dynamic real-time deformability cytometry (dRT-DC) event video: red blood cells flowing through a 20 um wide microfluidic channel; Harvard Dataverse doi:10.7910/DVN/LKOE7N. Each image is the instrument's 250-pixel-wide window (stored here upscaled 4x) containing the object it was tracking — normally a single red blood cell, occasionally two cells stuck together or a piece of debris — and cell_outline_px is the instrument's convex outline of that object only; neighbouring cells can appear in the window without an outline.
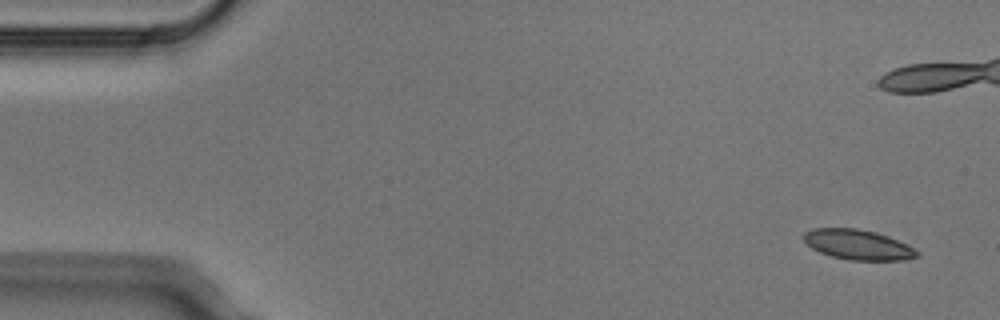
{"species": "Egyptian fruit bat (a non-hibernating species)", "species_latin": "Rousettus aegyptiacus", "temperature_condition": "cold", "stored_images_in_passage": 7, "camera_frame_rate_fps": 3000, "um_per_image_px": 0.085, "animal": {"sex": "male"}, "frame": {"image": 1, "passage_image": 1, "time_ms": 0.0, "image_size_px": [1000, 320], "cell_outline_px": [[920, 256], [904, 260], [848, 260], [832, 256], [820, 252], [812, 248], [804, 240], [804, 232], [812, 228], [856, 228], [876, 232], [888, 236], [920, 252]], "centroid_in_image_um": [72.92, 20.79], "position_along_channel_um": 12.1, "area_um2": 19.71}}
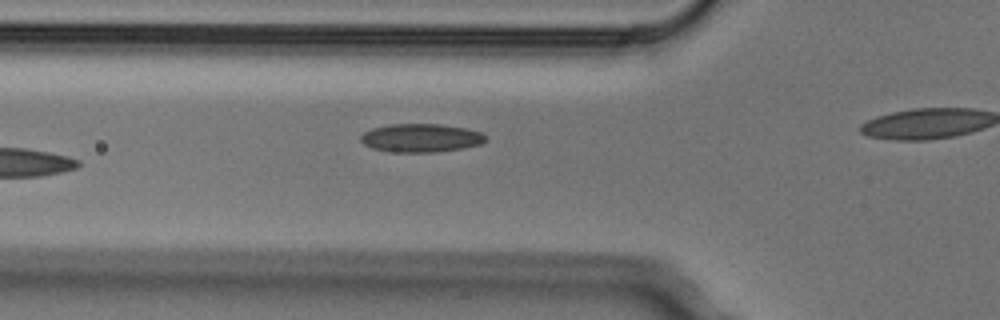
{"frame": {"image": 2, "passage_image": 6, "time_ms": 1.667, "image_size_px": [1000, 320], "cell_outline_px": [[488, 140], [480, 144], [464, 148], [432, 152], [396, 152], [372, 148], [364, 144], [360, 140], [360, 136], [364, 132], [372, 128], [388, 124], [440, 124], [468, 128], [480, 132], [488, 136]], "centroid_in_image_um": [35.81, 11.71], "position_along_channel_um": 90.0, "area_um2": 20.81}}